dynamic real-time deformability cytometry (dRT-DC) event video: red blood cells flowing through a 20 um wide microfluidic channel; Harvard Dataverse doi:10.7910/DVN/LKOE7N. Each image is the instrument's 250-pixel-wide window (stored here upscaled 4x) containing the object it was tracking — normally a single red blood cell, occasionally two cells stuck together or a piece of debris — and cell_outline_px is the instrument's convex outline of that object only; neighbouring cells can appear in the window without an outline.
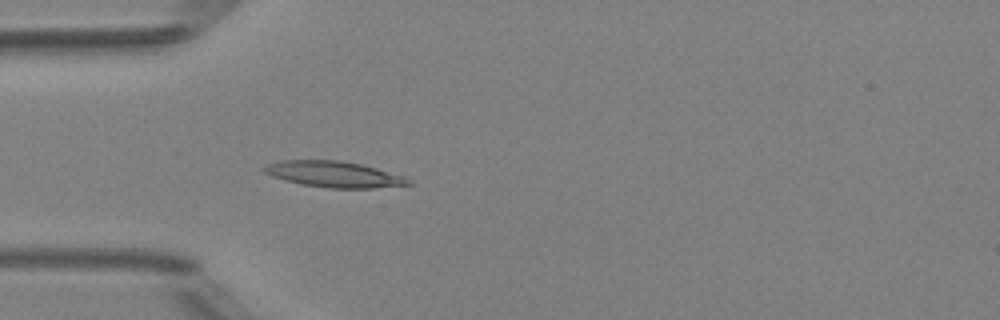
{"species": "Egyptian fruit bat (a non-hibernating species)", "species_latin": "Rousettus aegyptiacus", "temperature_condition": "room temperature", "stored_images_in_passage": 4, "camera_frame_rate_fps": 3000, "um_per_image_px": 0.085, "animal": {"sex": "female"}, "frame": {"image": 1, "passage_image": 4, "time_ms": 3.333, "image_size_px": [1000, 320], "cell_outline_px": [[412, 184], [372, 188], [328, 188], [300, 184], [284, 180], [272, 176], [264, 172], [260, 168], [268, 164], [280, 160], [340, 160], [360, 164], [408, 176], [412, 180]], "centroid_in_image_um": [28.4, 14.81], "position_along_channel_um": 56.6, "area_um2": 22.08}}